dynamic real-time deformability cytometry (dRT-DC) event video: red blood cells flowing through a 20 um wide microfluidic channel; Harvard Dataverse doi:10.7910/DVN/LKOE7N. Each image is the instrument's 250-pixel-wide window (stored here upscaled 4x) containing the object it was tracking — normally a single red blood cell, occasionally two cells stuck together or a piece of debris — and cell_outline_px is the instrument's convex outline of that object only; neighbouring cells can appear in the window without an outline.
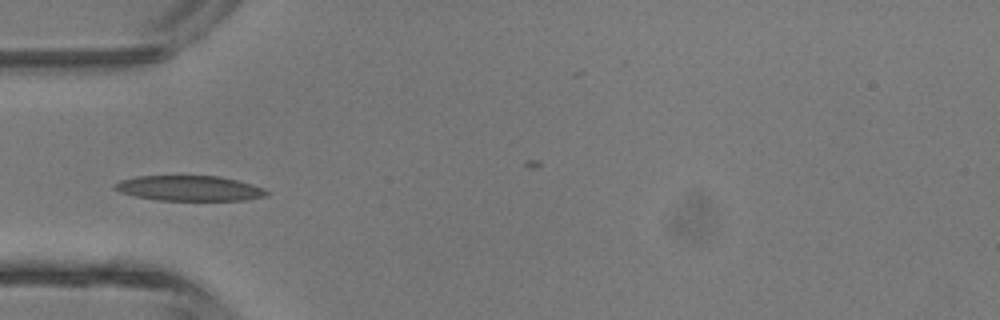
{"species": "common noctule bat (a hibernating species)", "species_latin": "Nyctalus noctula", "temperature_condition": "room temperature", "stored_images_in_passage": 4, "camera_frame_rate_fps": 3000, "um_per_image_px": 0.085, "animal": {"sex": "male", "body_mass_g": 13.3}, "frame": {"image": 1, "passage_image": 3, "time_ms": 3.333, "image_size_px": [1000, 320], "cell_outline_px": [[268, 196], [244, 200], [160, 200], [136, 196], [120, 192], [112, 188], [112, 184], [120, 180], [136, 176], [220, 176], [252, 184], [264, 188], [268, 192]], "centroid_in_image_um": [16.08, 16.0], "position_along_channel_um": 68.9, "area_um2": 22.31}}
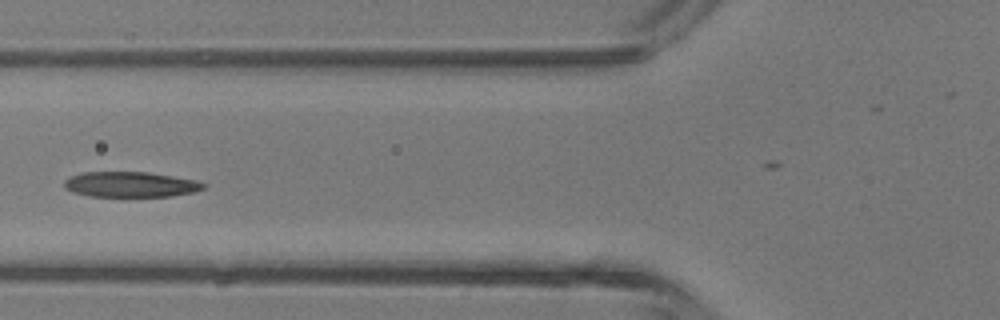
{"frame": {"image": 2, "passage_image": 4, "time_ms": 4.333, "image_size_px": [1000, 320], "cell_outline_px": [[208, 184], [204, 188], [192, 192], [168, 196], [88, 196], [72, 192], [64, 188], [64, 180], [72, 176], [84, 172], [148, 172], [196, 180]], "centroid_in_image_um": [11.08, 15.67], "position_along_channel_um": 114.7, "area_um2": 20.46}}